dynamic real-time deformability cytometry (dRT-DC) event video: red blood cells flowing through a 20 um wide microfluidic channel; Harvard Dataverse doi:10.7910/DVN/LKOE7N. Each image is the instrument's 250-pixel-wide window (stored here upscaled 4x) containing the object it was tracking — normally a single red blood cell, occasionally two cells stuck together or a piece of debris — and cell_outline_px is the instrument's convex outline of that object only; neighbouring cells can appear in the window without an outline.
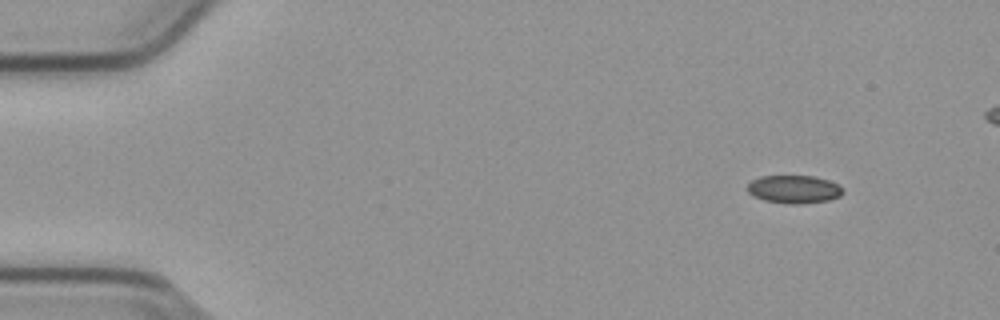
{"species": "common noctule bat (a hibernating species)", "species_latin": "Nyctalus noctula", "temperature_condition": "cold", "stored_images_in_passage": 47, "camera_frame_rate_fps": 3000, "um_per_image_px": 0.085, "animal": {"sex": "male", "body_mass_g": 23.1, "forearm_length_mm": 52.7}, "frame": {"image": 1, "passage_image": 1, "time_ms": 0.0, "image_size_px": [1000, 320], "cell_outline_px": [[844, 192], [840, 196], [828, 200], [796, 204], [788, 204], [764, 200], [752, 196], [748, 192], [748, 184], [752, 180], [760, 176], [812, 176], [828, 180], [844, 188]], "centroid_in_image_um": [67.48, 16.09], "position_along_channel_um": 17.5, "area_um2": 15.55}}
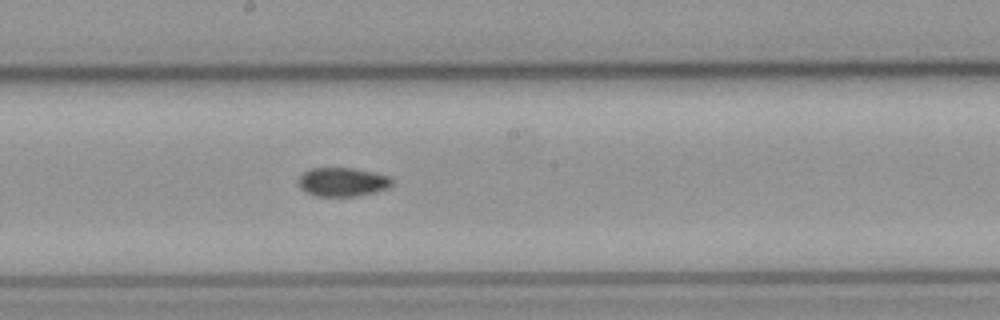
{"frame": {"image": 2, "passage_image": 25, "time_ms": 8.0, "image_size_px": [1000, 320], "cell_outline_px": [[392, 184], [388, 188], [376, 192], [356, 196], [316, 196], [300, 188], [296, 180], [304, 172], [312, 168], [352, 168], [372, 172], [388, 176], [392, 180]], "centroid_in_image_um": [29.09, 15.47], "position_along_channel_um": 219.1, "area_um2": 15.66}}
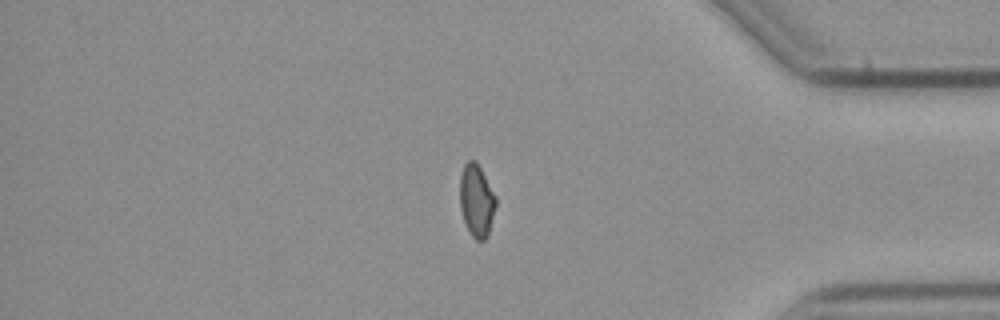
{"frame": {"image": 3, "passage_image": 41, "time_ms": 13.333, "image_size_px": [1000, 320], "cell_outline_px": [[496, 204], [488, 236], [484, 240], [476, 240], [468, 232], [460, 208], [460, 176], [464, 164], [468, 160], [476, 160], [496, 196]], "centroid_in_image_um": [40.5, 17.05], "position_along_channel_um": 394.7, "area_um2": 15.26}}